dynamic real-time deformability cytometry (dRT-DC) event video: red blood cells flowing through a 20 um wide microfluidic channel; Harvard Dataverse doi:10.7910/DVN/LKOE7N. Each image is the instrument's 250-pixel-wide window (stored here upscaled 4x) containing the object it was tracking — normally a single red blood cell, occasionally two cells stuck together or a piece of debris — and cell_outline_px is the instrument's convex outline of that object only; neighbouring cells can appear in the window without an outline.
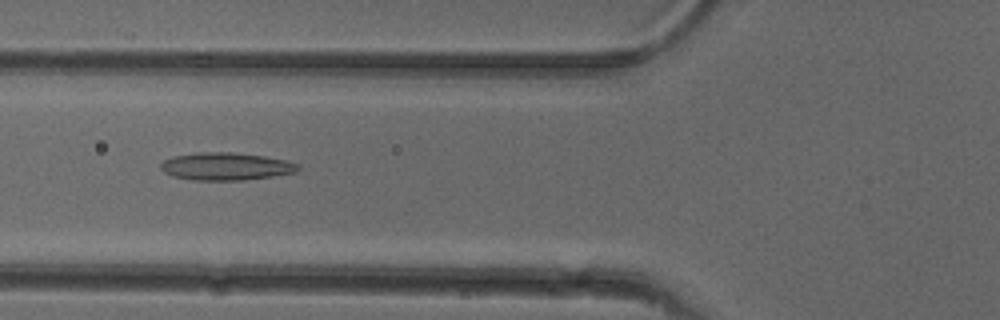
{"species": "common noctule bat (a hibernating species)", "species_latin": "Nyctalus noctula", "temperature_condition": "cold", "stored_images_in_passage": 50, "camera_frame_rate_fps": 3000, "um_per_image_px": 0.085, "animal": {"sex": "female"}, "frame": {"image": 1, "passage_image": 18, "time_ms": 5.667, "image_size_px": [1000, 320], "cell_outline_px": [[300, 168], [296, 172], [272, 176], [244, 180], [192, 180], [172, 176], [164, 172], [160, 168], [160, 164], [164, 160], [172, 156], [200, 152], [236, 152], [264, 156], [288, 160], [300, 164]], "centroid_in_image_um": [19.21, 14.14], "position_along_channel_um": 106.6, "area_um2": 22.31}}
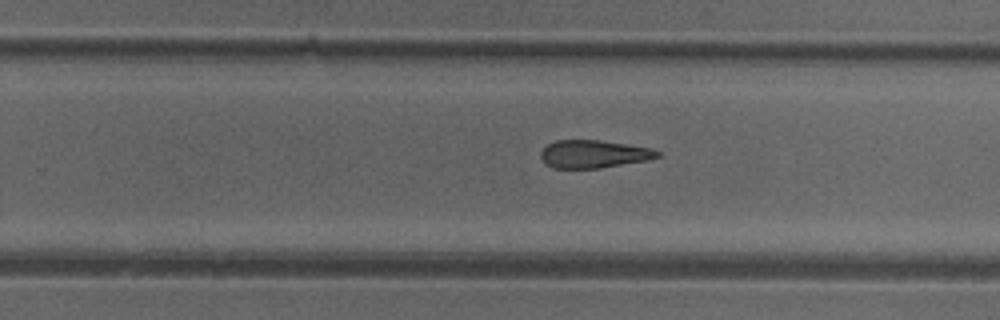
{"frame": {"image": 2, "passage_image": 31, "time_ms": 10.0, "image_size_px": [1000, 320], "cell_outline_px": [[660, 156], [648, 160], [600, 168], [552, 168], [544, 164], [540, 156], [540, 152], [548, 144], [556, 140], [600, 140], [652, 148], [660, 152]], "centroid_in_image_um": [50.44, 13.09], "position_along_channel_um": 279.4, "area_um2": 19.02}}
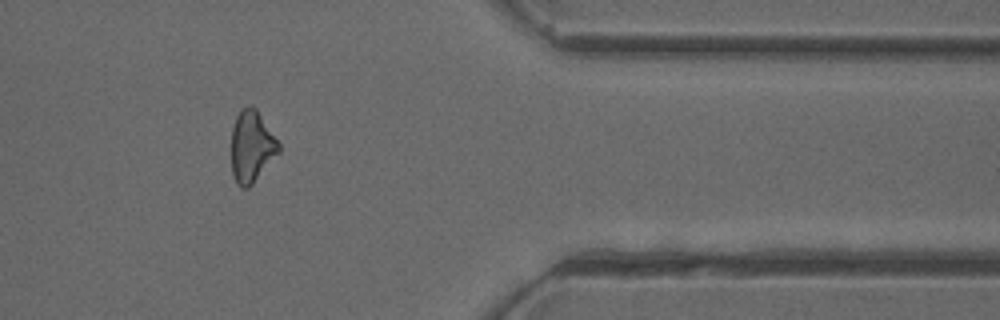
{"frame": {"image": 3, "passage_image": 41, "time_ms": 13.333, "image_size_px": [1000, 320], "cell_outline_px": [[280, 152], [252, 184], [248, 188], [240, 188], [236, 184], [232, 172], [232, 128], [236, 116], [240, 108], [248, 104], [252, 104], [256, 108], [280, 144]], "centroid_in_image_um": [21.38, 12.43], "position_along_channel_um": 390.0, "area_um2": 19.94}, "authors_computed_cell_mechanics": {"area_um2": 20.6057, "velocity_mm_per_s": 3.98, "shape_relaxation_time_tau1_ms": 9.6993, "shape_relaxation_time_tau2_ms": 5.9523, "deformation_change_tau1": 0.2097, "deformation_change_tau2": 0.1895}}